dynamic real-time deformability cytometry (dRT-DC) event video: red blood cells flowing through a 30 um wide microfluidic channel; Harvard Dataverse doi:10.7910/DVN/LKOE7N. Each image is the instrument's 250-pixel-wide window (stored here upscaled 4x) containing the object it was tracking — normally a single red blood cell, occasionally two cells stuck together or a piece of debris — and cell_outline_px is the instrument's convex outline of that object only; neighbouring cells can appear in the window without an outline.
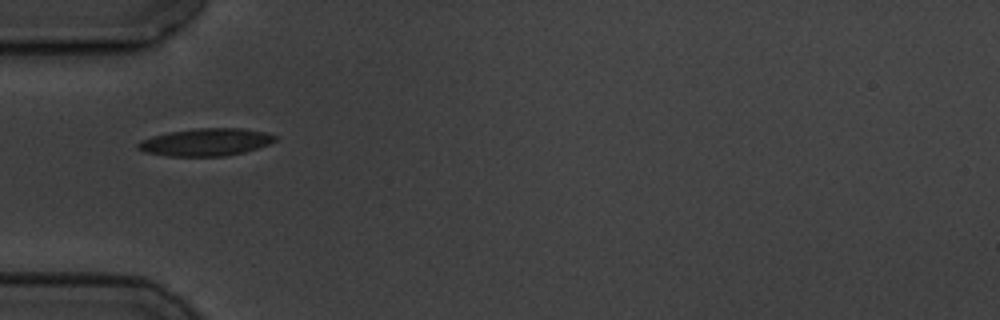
{"species": "common noctule bat (a hibernating species)", "species_latin": "Nyctalus noctula", "temperature_condition": "cold", "stored_images_in_passage": 12, "camera_frame_rate_fps": 3000, "um_per_image_px": 0.085, "animal": {"sex": "male", "body_mass_g": 19.5, "forearm_length_mm": 54.6}, "frame": {"image": 1, "passage_image": 2, "time_ms": 2.0, "image_size_px": [1000, 320], "cell_outline_px": [[276, 140], [268, 144], [244, 152], [224, 156], [168, 156], [144, 152], [136, 148], [136, 144], [140, 140], [152, 136], [168, 132], [196, 128], [240, 128], [264, 132], [276, 136]], "centroid_in_image_um": [17.43, 12.08], "position_along_channel_um": 67.6, "area_um2": 21.91}}
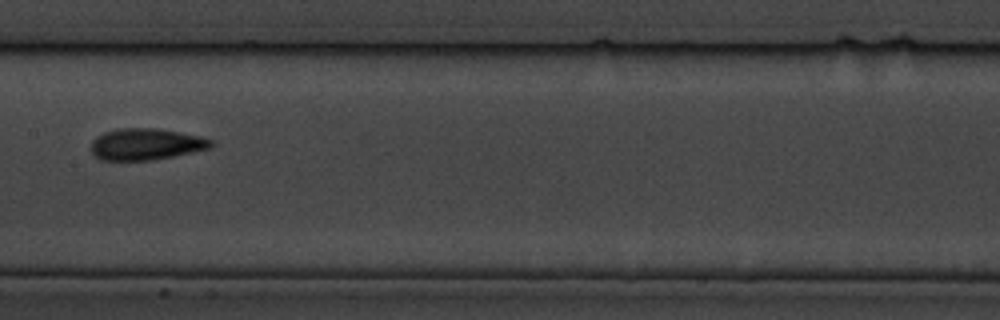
{"frame": {"image": 2, "passage_image": 5, "time_ms": 5.667, "image_size_px": [1000, 320], "cell_outline_px": [[216, 144], [212, 148], [152, 160], [100, 160], [92, 152], [92, 140], [104, 132], [120, 128], [156, 128], [204, 136], [212, 140]], "centroid_in_image_um": [12.47, 12.25], "position_along_channel_um": 194.9, "area_um2": 22.14}}
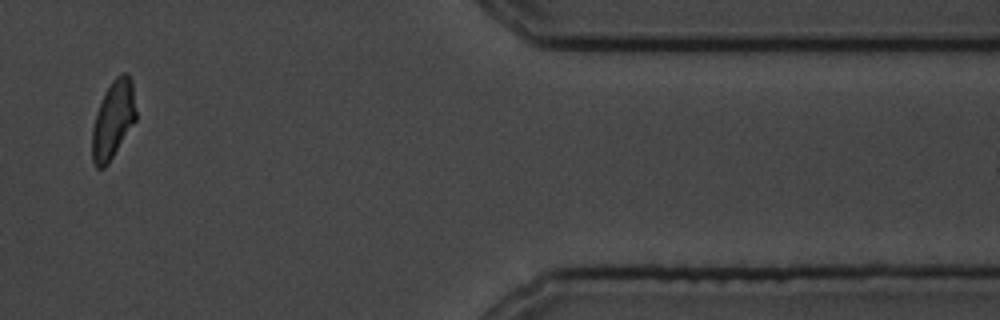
{"frame": {"image": 3, "passage_image": 11, "time_ms": 12.667, "image_size_px": [1000, 320], "cell_outline_px": [[136, 120], [108, 164], [104, 168], [96, 168], [92, 160], [92, 128], [96, 112], [100, 100], [112, 80], [116, 76], [124, 72], [128, 72], [132, 80], [136, 112]], "centroid_in_image_um": [9.61, 10.15], "position_along_channel_um": 401.8, "area_um2": 20.06}, "authors_computed_cell_mechanics": {"area_um2": 20.8369, "velocity_mm_per_s": 3.4919, "shape_relaxation_time_tau1_ms": 6.1977, "shape_relaxation_time_tau2_ms": 1.8141, "deformation_change_tau1": 0.1129, "deformation_change_tau2": 0.0504}}